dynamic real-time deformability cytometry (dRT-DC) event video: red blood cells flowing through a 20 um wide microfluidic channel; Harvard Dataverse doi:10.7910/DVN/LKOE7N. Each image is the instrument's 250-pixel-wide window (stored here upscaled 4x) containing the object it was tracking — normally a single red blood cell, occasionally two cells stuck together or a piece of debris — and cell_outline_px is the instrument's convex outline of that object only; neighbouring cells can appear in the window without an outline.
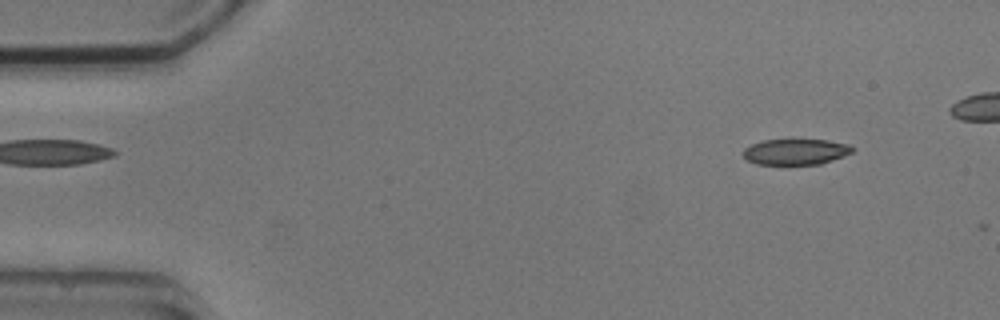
{"species": "common noctule bat (a hibernating species)", "species_latin": "Nyctalus noctula", "temperature_condition": "cold", "stored_images_in_passage": 5, "camera_frame_rate_fps": 3000, "um_per_image_px": 0.085, "animal": {"sex": "male", "body_mass_g": 20.5, "forearm_length_mm": 52.5}, "frame": {"image": 1, "passage_image": 1, "time_ms": 0.0, "image_size_px": [1000, 320], "cell_outline_px": [[856, 148], [852, 152], [844, 156], [820, 164], [756, 164], [748, 160], [740, 152], [744, 148], [752, 144], [764, 140], [828, 140], [852, 144]], "centroid_in_image_um": [67.67, 12.89], "position_along_channel_um": 17.3, "area_um2": 16.53}}